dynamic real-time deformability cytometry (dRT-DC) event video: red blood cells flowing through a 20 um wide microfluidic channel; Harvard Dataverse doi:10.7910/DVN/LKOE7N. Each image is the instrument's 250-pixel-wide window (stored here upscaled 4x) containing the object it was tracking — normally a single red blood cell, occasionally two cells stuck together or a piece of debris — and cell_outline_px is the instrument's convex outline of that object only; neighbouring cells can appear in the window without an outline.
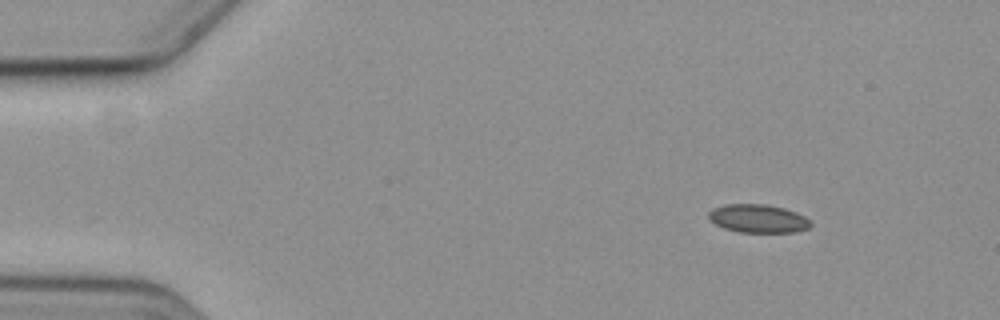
{"species": "common noctule bat (a hibernating species)", "species_latin": "Nyctalus noctula", "temperature_condition": "cold", "stored_images_in_passage": 6, "camera_frame_rate_fps": 3000, "um_per_image_px": 0.085, "animal": {"sex": "female", "body_mass_g": 19.3, "forearm_length_mm": 54.1}, "frame": {"image": 1, "passage_image": 2, "time_ms": 2.0, "image_size_px": [1000, 320], "cell_outline_px": [[812, 224], [808, 228], [796, 232], [740, 232], [724, 228], [708, 220], [708, 212], [712, 208], [724, 204], [764, 204], [784, 208], [796, 212], [804, 216]], "centroid_in_image_um": [64.4, 18.57], "position_along_channel_um": 20.6, "area_um2": 16.88}}
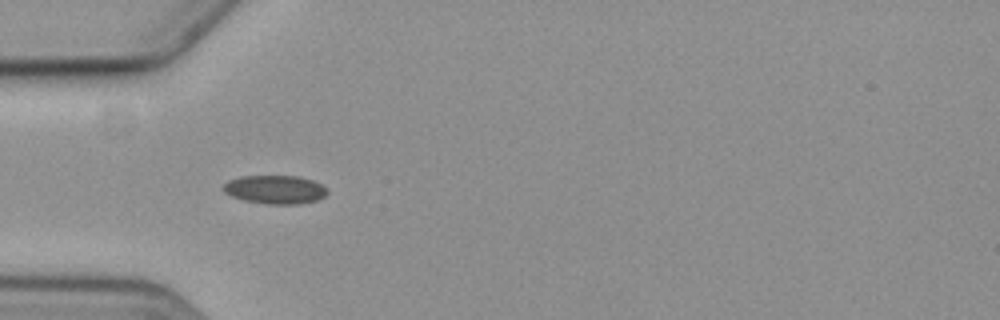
{"frame": {"image": 2, "passage_image": 5, "time_ms": 5.667, "image_size_px": [1000, 320], "cell_outline_px": [[328, 192], [320, 200], [300, 204], [264, 204], [244, 200], [232, 196], [224, 192], [220, 188], [228, 180], [240, 176], [300, 176], [312, 180], [328, 188]], "centroid_in_image_um": [23.39, 16.11], "position_along_channel_um": 61.6, "area_um2": 17.57}}
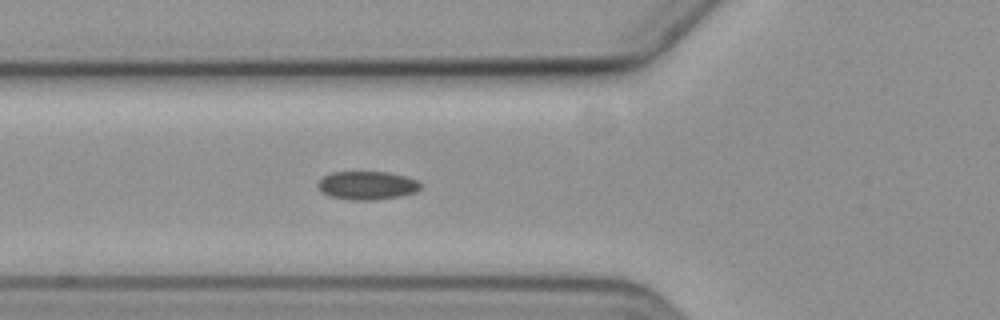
{"frame": {"image": 3, "passage_image": 6, "time_ms": 6.667, "image_size_px": [1000, 320], "cell_outline_px": [[424, 184], [416, 192], [400, 196], [376, 200], [348, 200], [328, 196], [316, 184], [324, 176], [332, 172], [388, 172], [404, 176], [416, 180]], "centroid_in_image_um": [31.23, 15.77], "position_along_channel_um": 94.6, "area_um2": 17.05}}